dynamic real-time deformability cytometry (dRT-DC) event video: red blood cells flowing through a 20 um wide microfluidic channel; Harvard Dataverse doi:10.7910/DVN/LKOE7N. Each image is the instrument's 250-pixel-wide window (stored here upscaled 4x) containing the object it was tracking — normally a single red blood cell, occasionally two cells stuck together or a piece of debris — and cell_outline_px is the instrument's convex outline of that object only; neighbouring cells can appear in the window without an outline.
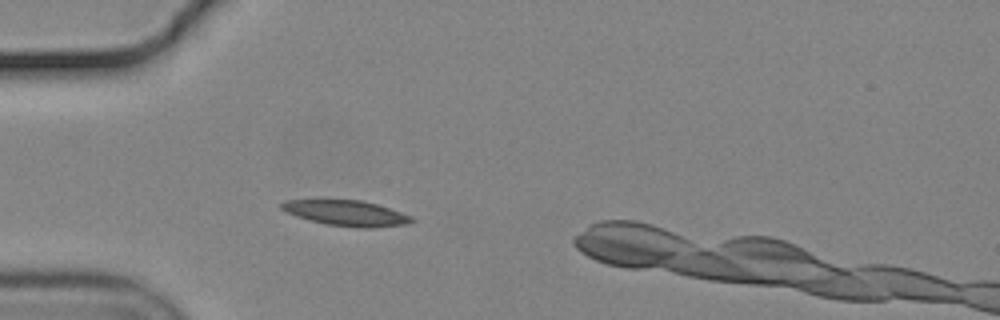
{"species": "common noctule bat (a hibernating species)", "species_latin": "Nyctalus noctula", "temperature_condition": "cold", "stored_images_in_passage": 47, "camera_frame_rate_fps": 3000, "um_per_image_px": 0.085, "animal": {"sex": "male", "body_mass_g": 19.2, "forearm_length_mm": 51.8}, "frame": {"image": 1, "passage_image": 7, "time_ms": 2.0, "image_size_px": [1000, 320], "cell_outline_px": [[416, 220], [404, 224], [372, 228], [356, 228], [324, 224], [296, 216], [280, 208], [280, 204], [284, 200], [360, 200], [376, 204], [412, 216]], "centroid_in_image_um": [29.43, 18.12], "position_along_channel_um": 55.6, "area_um2": 19.19}}
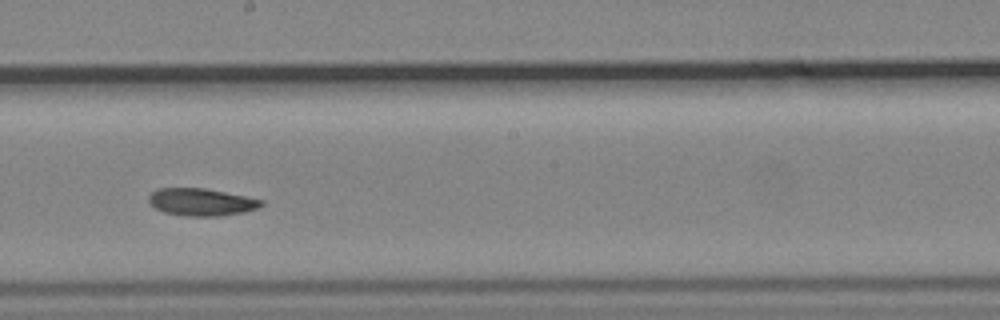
{"frame": {"image": 2, "passage_image": 22, "time_ms": 7.0, "image_size_px": [1000, 320], "cell_outline_px": [[264, 204], [256, 208], [244, 212], [224, 216], [188, 216], [164, 212], [156, 208], [148, 200], [148, 196], [156, 188], [204, 188], [264, 200]], "centroid_in_image_um": [17.11, 17.17], "position_along_channel_um": 231.1, "area_um2": 17.86}}
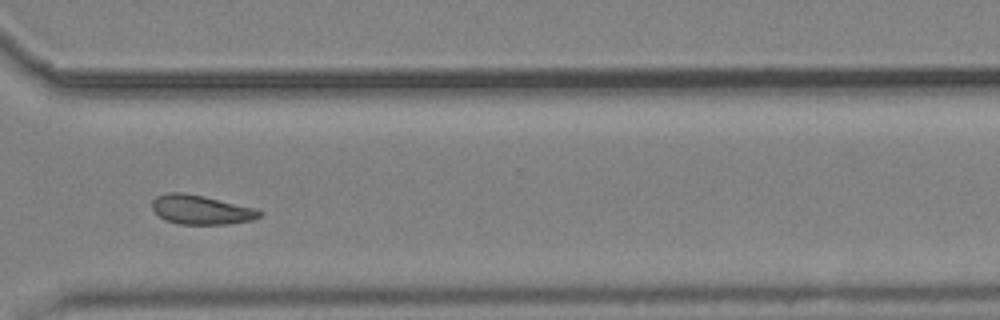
{"frame": {"image": 3, "passage_image": 32, "time_ms": 10.333, "image_size_px": [1000, 320], "cell_outline_px": [[264, 212], [260, 216], [252, 220], [228, 224], [180, 224], [164, 220], [152, 208], [152, 200], [156, 196], [168, 192], [184, 192], [204, 196], [256, 208]], "centroid_in_image_um": [17.09, 17.82], "position_along_channel_um": 353.5, "area_um2": 18.38}, "authors_computed_cell_mechanics": {"area_um2": 18.4382, "velocity_mm_per_s": 3.6735, "shape_relaxation_time_tau1_ms": 6.8699, "shape_relaxation_time_tau2_ms": 9.2849, "deformation_change_tau1": 0.1393, "deformation_change_tau2": 0.1481}}